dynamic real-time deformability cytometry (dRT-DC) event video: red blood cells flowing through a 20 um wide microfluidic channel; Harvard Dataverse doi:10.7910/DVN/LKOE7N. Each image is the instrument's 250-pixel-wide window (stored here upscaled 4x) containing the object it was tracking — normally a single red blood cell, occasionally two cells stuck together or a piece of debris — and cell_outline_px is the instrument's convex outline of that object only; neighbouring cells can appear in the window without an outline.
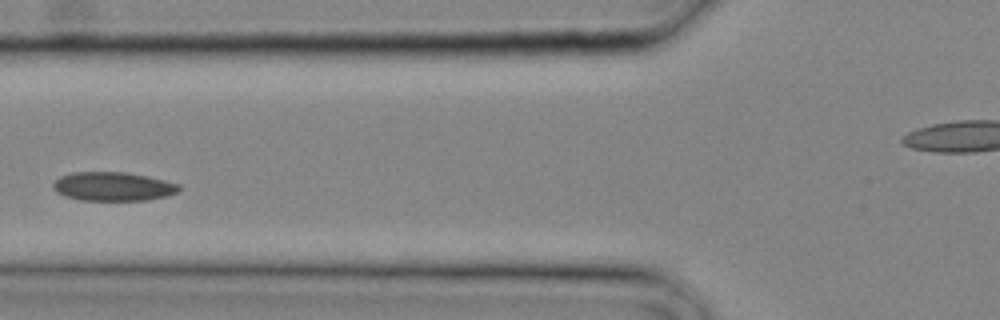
{"species": "common noctule bat (a hibernating species)", "species_latin": "Nyctalus noctula", "temperature_condition": "cold", "stored_images_in_passage": 9, "camera_frame_rate_fps": 3000, "um_per_image_px": 0.085, "animal": {"sex": "male", "body_mass_g": 20.4}, "frame": {"image": 1, "passage_image": 6, "time_ms": 1.667, "image_size_px": [1000, 320], "cell_outline_px": [[184, 188], [168, 196], [144, 200], [80, 200], [64, 196], [56, 192], [52, 188], [52, 184], [60, 176], [72, 172], [124, 172], [148, 176], [180, 184]], "centroid_in_image_um": [9.61, 15.85], "position_along_channel_um": 116.2, "area_um2": 21.33}}
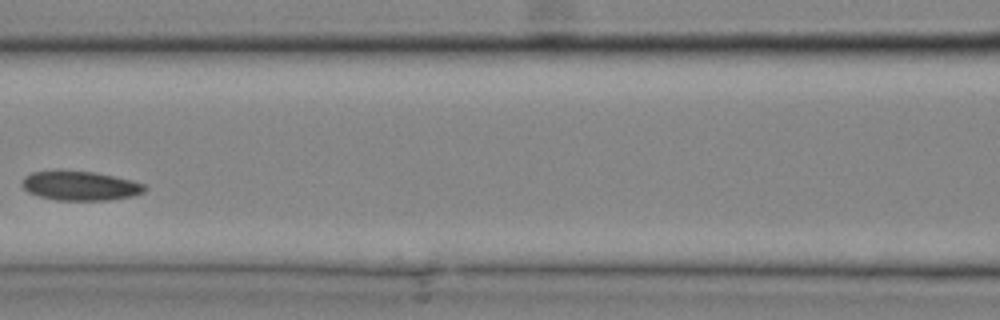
{"frame": {"image": 2, "passage_image": 8, "time_ms": 2.333, "image_size_px": [1000, 320], "cell_outline_px": [[148, 188], [144, 192], [132, 196], [108, 200], [56, 200], [40, 196], [28, 192], [24, 188], [24, 176], [32, 172], [96, 172], [132, 180], [144, 184]], "centroid_in_image_um": [6.89, 15.81], "position_along_channel_um": 159.7, "area_um2": 20.46}}